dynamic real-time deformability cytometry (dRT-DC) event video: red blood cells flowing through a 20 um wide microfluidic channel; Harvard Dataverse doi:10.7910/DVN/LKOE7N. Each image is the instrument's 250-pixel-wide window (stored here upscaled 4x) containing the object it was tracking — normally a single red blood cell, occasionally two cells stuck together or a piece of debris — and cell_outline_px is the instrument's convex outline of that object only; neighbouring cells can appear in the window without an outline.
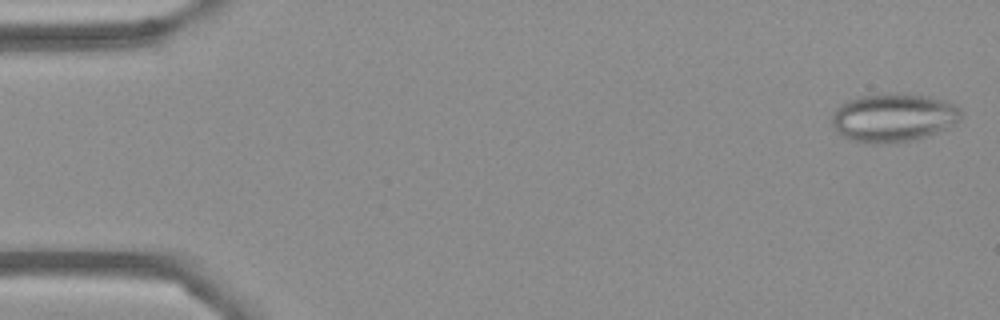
{"species": "Egyptian fruit bat (a non-hibernating species)", "species_latin": "Rousettus aegyptiacus", "temperature_condition": "cold", "stored_images_in_passage": 54, "camera_frame_rate_fps": 3000, "um_per_image_px": 0.085, "frame": {"image": 1, "passage_image": 2, "time_ms": 0.333, "image_size_px": [1000, 320], "cell_outline_px": [[964, 116], [956, 124], [916, 140], [892, 144], [872, 144], [848, 140], [836, 132], [832, 124], [832, 112], [840, 104], [848, 100], [860, 96], [928, 96], [944, 100], [956, 104], [960, 108]], "centroid_in_image_um": [75.94, 10.06], "position_along_channel_um": 9.1, "area_um2": 36.36}}
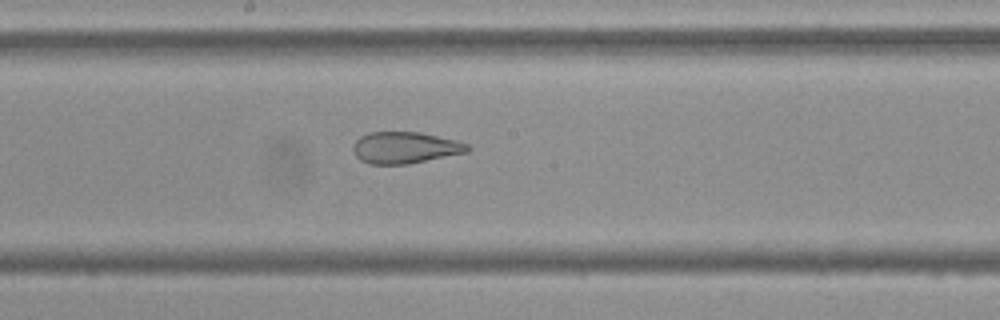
{"frame": {"image": 2, "passage_image": 29, "time_ms": 9.333, "image_size_px": [1000, 320], "cell_outline_px": [[472, 148], [468, 152], [408, 164], [368, 164], [360, 160], [356, 156], [352, 148], [352, 144], [360, 136], [368, 132], [420, 132], [456, 140], [468, 144]], "centroid_in_image_um": [34.42, 12.55], "position_along_channel_um": 213.8, "area_um2": 21.21}}
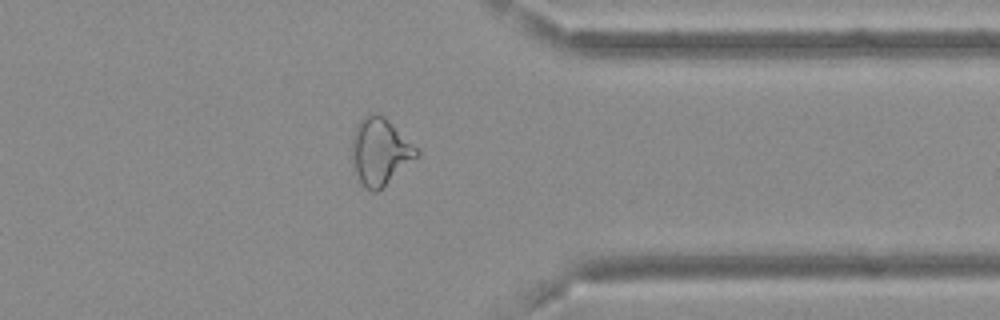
{"frame": {"image": 3, "passage_image": 43, "time_ms": 14.0, "image_size_px": [1000, 320], "cell_outline_px": [[420, 156], [376, 192], [372, 192], [364, 188], [356, 172], [352, 156], [352, 136], [356, 124], [364, 116], [372, 112], [376, 112], [384, 116], [420, 152]], "centroid_in_image_um": [32.3, 12.87], "position_along_channel_um": 379.1, "area_um2": 25.03}, "authors_computed_cell_mechanics": {"area_um2": 27.0504, "velocity_mm_per_s": 3.7132, "shape_relaxation_time_tau1_ms": null, "shape_relaxation_time_tau2_ms": 1.5694, "deformation_change_tau1": null, "deformation_change_tau2": 0.1006}}